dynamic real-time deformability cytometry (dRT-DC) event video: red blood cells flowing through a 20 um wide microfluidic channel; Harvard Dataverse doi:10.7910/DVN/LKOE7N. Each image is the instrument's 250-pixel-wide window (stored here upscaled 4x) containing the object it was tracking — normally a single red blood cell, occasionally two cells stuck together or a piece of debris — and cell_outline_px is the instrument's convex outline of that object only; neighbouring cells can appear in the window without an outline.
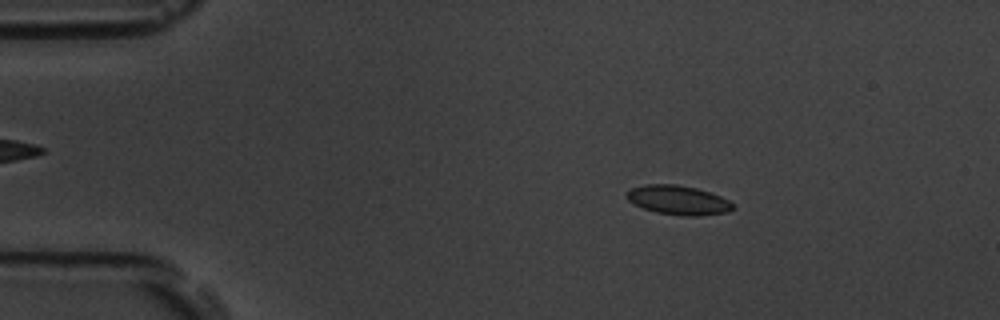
{"species": "common noctule bat (a hibernating species)", "species_latin": "Nyctalus noctula", "temperature_condition": "room temperature", "stored_images_in_passage": 54, "camera_frame_rate_fps": 3000, "um_per_image_px": 0.085, "animal": {"sex": "male", "body_mass_g": 19.5, "forearm_length_mm": 54.6}, "frame": {"image": 1, "passage_image": 9, "time_ms": 2.667, "image_size_px": [1000, 320], "cell_outline_px": [[736, 208], [728, 212], [696, 216], [684, 216], [656, 212], [644, 208], [628, 200], [628, 192], [632, 188], [648, 184], [676, 184], [696, 188], [720, 196], [728, 200]], "centroid_in_image_um": [57.69, 17.01], "position_along_channel_um": 27.3, "area_um2": 17.8}}
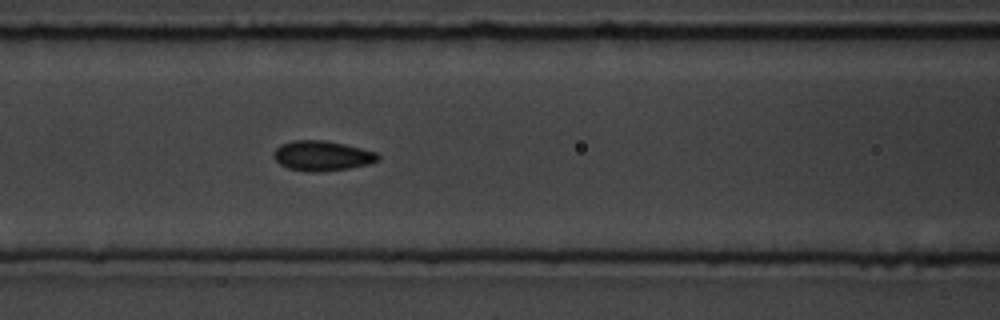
{"frame": {"image": 2, "passage_image": 23, "time_ms": 7.333, "image_size_px": [1000, 320], "cell_outline_px": [[380, 156], [376, 160], [368, 164], [348, 168], [320, 172], [312, 172], [288, 168], [280, 164], [272, 156], [272, 152], [280, 144], [292, 140], [324, 140], [344, 144], [376, 152]], "centroid_in_image_um": [27.32, 13.23], "position_along_channel_um": 139.3, "area_um2": 18.15}}
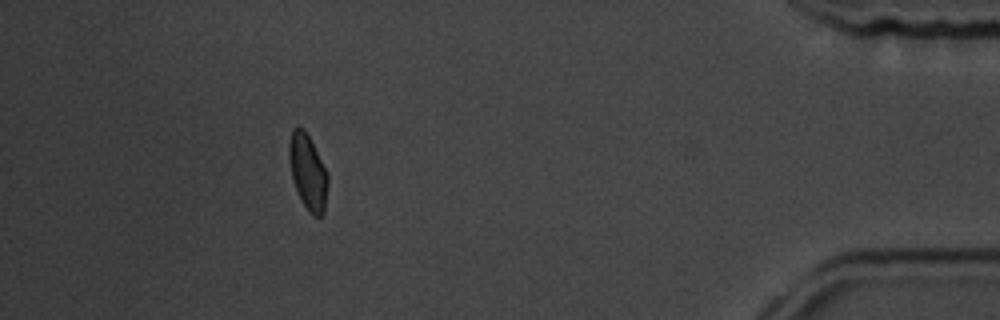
{"frame": {"image": 3, "passage_image": 49, "time_ms": 16.0, "image_size_px": [1000, 320], "cell_outline_px": [[328, 184], [324, 212], [320, 216], [312, 216], [308, 212], [292, 180], [288, 156], [288, 144], [292, 128], [304, 128], [328, 172]], "centroid_in_image_um": [26.16, 14.61], "position_along_channel_um": 409.0, "area_um2": 17.05}, "authors_computed_cell_mechanics": {"area_um2": 17.5423, "velocity_mm_per_s": 3.7504, "shape_relaxation_time_tau1_ms": 2.8824, "shape_relaxation_time_tau2_ms": 1.1133, "deformation_change_tau1": 0.0924, "deformation_change_tau2": 0.0448}}